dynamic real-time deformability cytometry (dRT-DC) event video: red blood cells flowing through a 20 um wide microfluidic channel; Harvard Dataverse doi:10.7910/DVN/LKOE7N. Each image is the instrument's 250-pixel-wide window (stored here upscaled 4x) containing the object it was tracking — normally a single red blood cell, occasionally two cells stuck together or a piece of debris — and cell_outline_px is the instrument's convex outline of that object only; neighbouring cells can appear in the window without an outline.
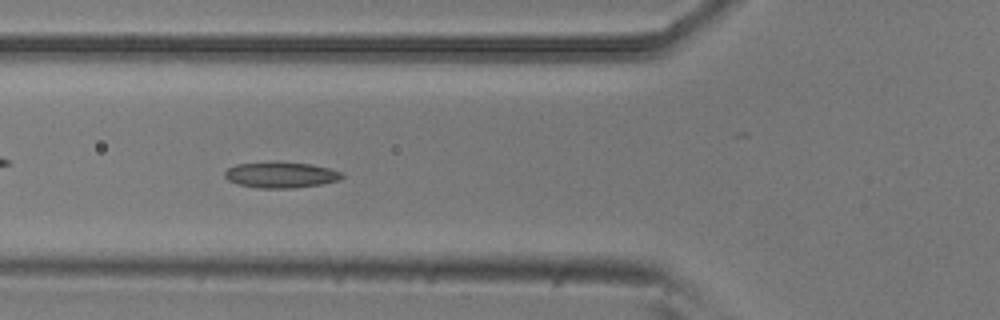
{"species": "common noctule bat (a hibernating species)", "species_latin": "Nyctalus noctula", "temperature_condition": "room temperature", "stored_images_in_passage": 50, "camera_frame_rate_fps": 3000, "um_per_image_px": 0.085, "animal": {"sex": "male", "body_mass_g": 20.5, "forearm_length_mm": 52.5}, "frame": {"image": 1, "passage_image": 19, "time_ms": 6.0, "image_size_px": [1000, 320], "cell_outline_px": [[344, 176], [340, 180], [320, 184], [292, 188], [256, 188], [240, 184], [228, 180], [224, 176], [224, 172], [228, 168], [236, 164], [276, 160], [312, 164], [344, 172]], "centroid_in_image_um": [23.88, 14.84], "position_along_channel_um": 101.9, "area_um2": 18.09}}
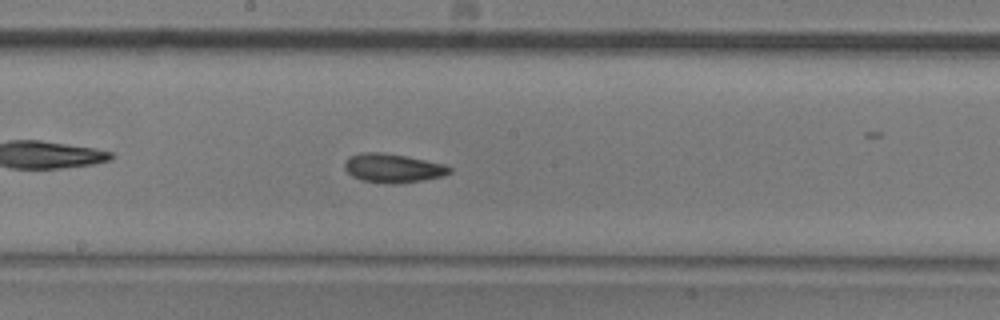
{"frame": {"image": 2, "passage_image": 28, "time_ms": 9.0, "image_size_px": [1000, 320], "cell_outline_px": [[452, 172], [444, 176], [424, 180], [396, 184], [392, 184], [360, 180], [352, 176], [344, 168], [344, 160], [348, 156], [360, 152], [380, 152], [404, 156], [444, 164], [452, 168]], "centroid_in_image_um": [33.37, 14.29], "position_along_channel_um": 214.8, "area_um2": 17.8}}
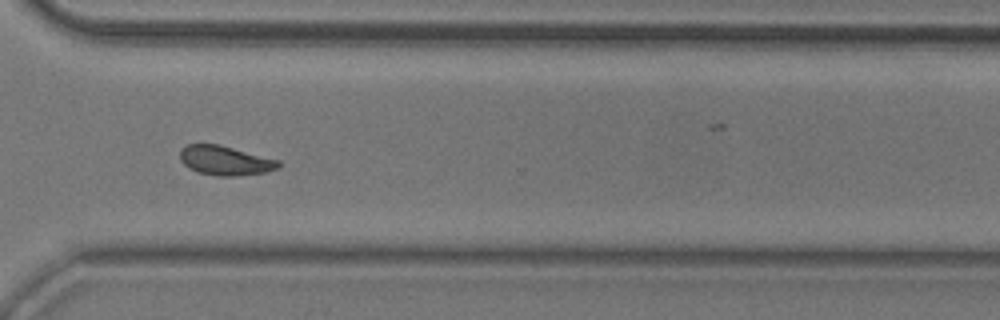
{"frame": {"image": 3, "passage_image": 39, "time_ms": 12.667, "image_size_px": [1000, 320], "cell_outline_px": [[280, 168], [268, 172], [236, 176], [216, 176], [196, 172], [188, 168], [180, 160], [180, 148], [188, 144], [220, 144], [280, 160]], "centroid_in_image_um": [19.15, 13.65], "position_along_channel_um": 351.4, "area_um2": 17.22}, "authors_computed_cell_mechanics": {"area_um2": 17.2244, "velocity_mm_per_s": 3.7339, "shape_relaxation_time_tau1_ms": 5.5833, "shape_relaxation_time_tau2_ms": 2.7126, "deformation_change_tau1": 0.1345, "deformation_change_tau2": 0.0754}}